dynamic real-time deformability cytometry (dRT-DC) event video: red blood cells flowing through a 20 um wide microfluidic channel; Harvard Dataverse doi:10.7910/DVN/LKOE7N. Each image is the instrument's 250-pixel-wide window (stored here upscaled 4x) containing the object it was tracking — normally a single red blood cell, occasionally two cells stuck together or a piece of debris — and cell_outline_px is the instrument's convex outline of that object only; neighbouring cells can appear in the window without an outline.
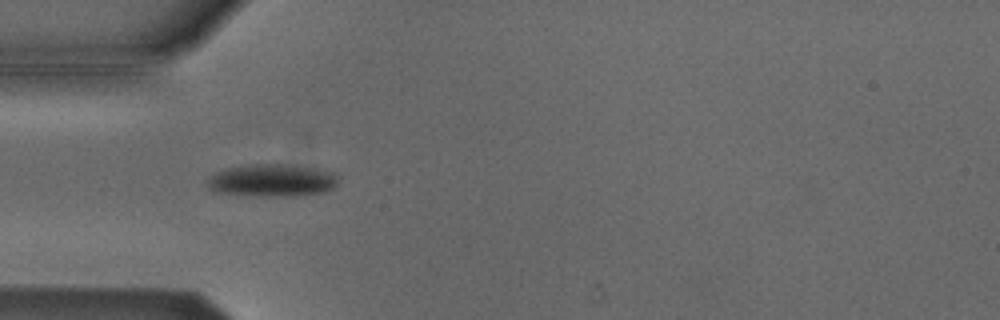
{"species": "Egyptian fruit bat (a non-hibernating species)", "species_latin": "Rousettus aegyptiacus", "temperature_condition": "cold", "stored_images_in_passage": 7, "camera_frame_rate_fps": 3000, "um_per_image_px": 0.085, "animal": {"sex": "male"}, "frame": {"image": 1, "passage_image": 4, "time_ms": 1.0, "image_size_px": [1000, 320], "cell_outline_px": [[336, 184], [332, 188], [324, 192], [296, 196], [248, 196], [212, 192], [208, 188], [208, 180], [216, 172], [228, 168], [256, 164], [280, 164], [316, 168], [336, 172]], "centroid_in_image_um": [23.12, 15.35], "position_along_channel_um": 61.9, "area_um2": 24.85}}
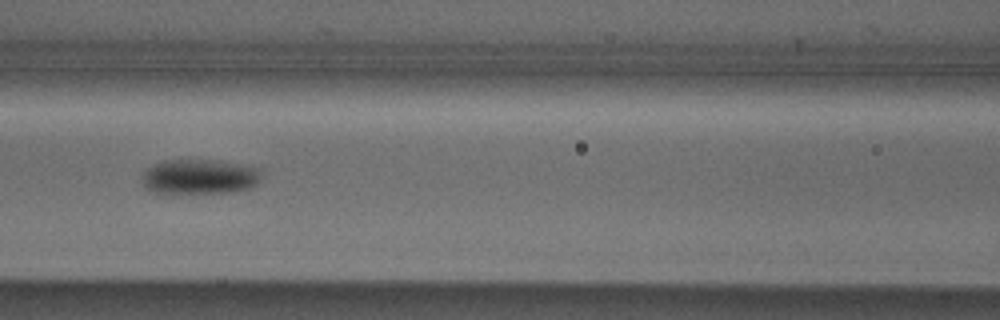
{"frame": {"image": 2, "passage_image": 6, "time_ms": 1.667, "image_size_px": [1000, 320], "cell_outline_px": [[260, 180], [256, 184], [248, 188], [232, 192], [152, 192], [144, 188], [144, 172], [152, 164], [160, 160], [220, 160], [260, 168]], "centroid_in_image_um": [16.97, 14.99], "position_along_channel_um": 149.6, "area_um2": 24.1}}
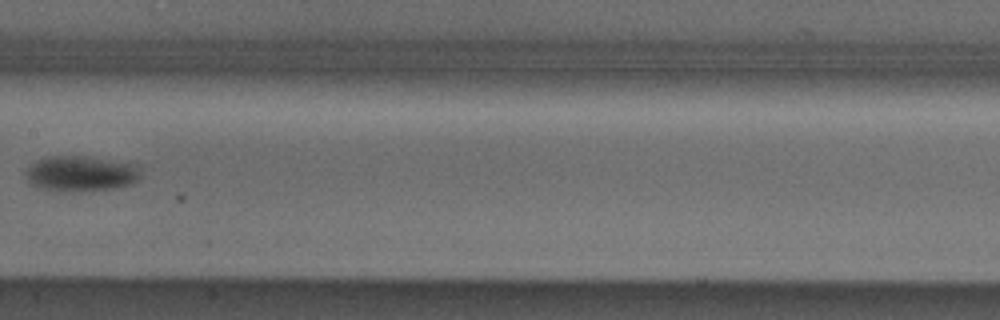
{"frame": {"image": 3, "passage_image": 7, "time_ms": 2.0, "image_size_px": [1000, 320], "cell_outline_px": [[140, 180], [132, 184], [112, 188], [44, 188], [28, 184], [24, 172], [32, 164], [40, 160], [52, 156], [80, 156], [140, 164]], "centroid_in_image_um": [6.94, 14.7], "position_along_channel_um": 200.5, "area_um2": 22.72}}